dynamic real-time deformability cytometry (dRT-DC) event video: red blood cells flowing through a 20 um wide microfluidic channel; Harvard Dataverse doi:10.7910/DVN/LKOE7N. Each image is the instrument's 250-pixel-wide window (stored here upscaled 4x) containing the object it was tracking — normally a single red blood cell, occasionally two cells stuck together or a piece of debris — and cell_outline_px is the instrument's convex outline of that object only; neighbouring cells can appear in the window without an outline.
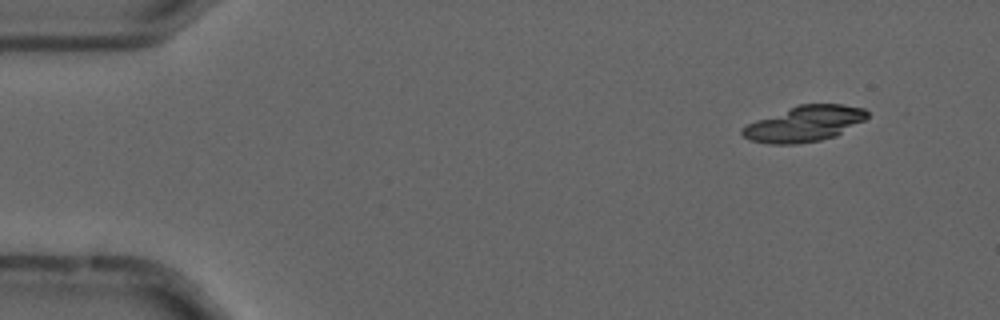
{"species": "common noctule bat (a hibernating species)", "species_latin": "Nyctalus noctula", "temperature_condition": "cold", "stored_images_in_passage": 16, "camera_frame_rate_fps": 3000, "um_per_image_px": 0.085, "animal": {"sex": "male", "forearm_length_mm": 52.5}, "frame": {"image": 1, "passage_image": 5, "time_ms": 1.333, "image_size_px": [1000, 320], "cell_outline_px": [[868, 116], [864, 120], [836, 136], [820, 140], [796, 144], [772, 144], [748, 140], [740, 132], [740, 128], [756, 120], [800, 104], [840, 104], [864, 108], [868, 112]], "centroid_in_image_um": [68.37, 10.53], "position_along_channel_um": 16.6, "area_um2": 25.78}}